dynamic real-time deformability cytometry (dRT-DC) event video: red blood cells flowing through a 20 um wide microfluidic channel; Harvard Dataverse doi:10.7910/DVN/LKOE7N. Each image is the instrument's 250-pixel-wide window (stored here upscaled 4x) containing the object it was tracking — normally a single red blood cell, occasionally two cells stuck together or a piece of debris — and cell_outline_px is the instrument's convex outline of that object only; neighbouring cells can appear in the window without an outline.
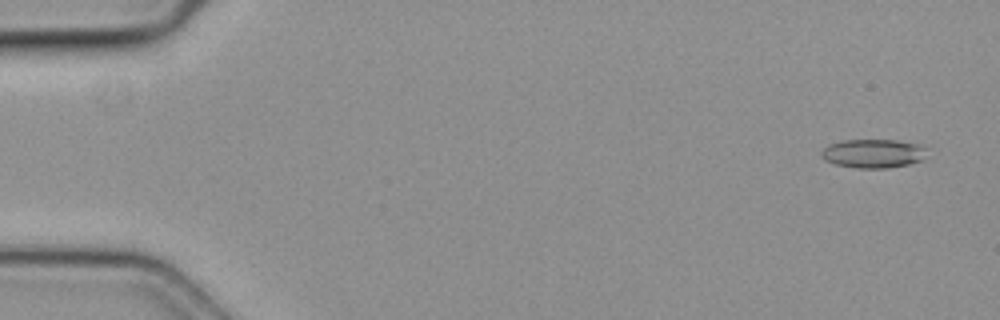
{"species": "common noctule bat (a hibernating species)", "species_latin": "Nyctalus noctula", "temperature_condition": "cold", "stored_images_in_passage": 56, "camera_frame_rate_fps": 3000, "um_per_image_px": 0.085, "animal": {"sex": "female", "body_mass_g": 19.3, "forearm_length_mm": 54.1}, "frame": {"image": 1, "passage_image": 3, "time_ms": 0.667, "image_size_px": [1000, 320], "cell_outline_px": [[924, 160], [908, 164], [888, 168], [856, 168], [836, 164], [824, 160], [820, 156], [820, 152], [828, 144], [844, 140], [896, 140], [916, 144], [924, 148]], "centroid_in_image_um": [74.17, 13.05], "position_along_channel_um": 10.8, "area_um2": 17.63}}
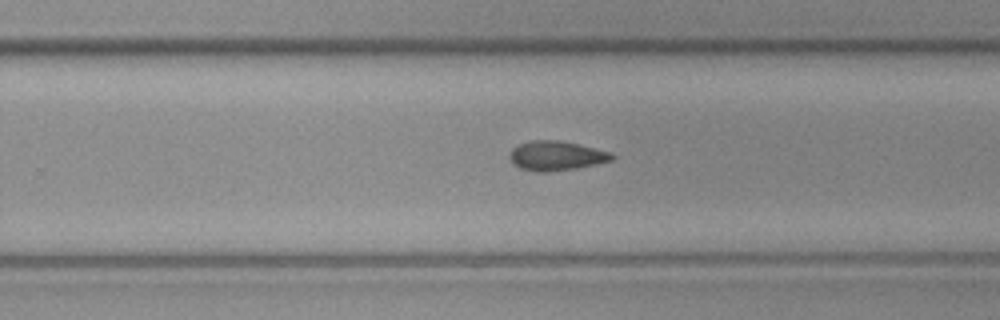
{"frame": {"image": 2, "passage_image": 36, "time_ms": 11.667, "image_size_px": [1000, 320], "cell_outline_px": [[616, 156], [612, 160], [576, 168], [548, 172], [536, 172], [520, 168], [512, 164], [508, 156], [508, 152], [512, 148], [520, 144], [532, 140], [556, 140], [576, 144], [612, 152]], "centroid_in_image_um": [47.23, 13.25], "position_along_channel_um": 282.6, "area_um2": 17.57}}
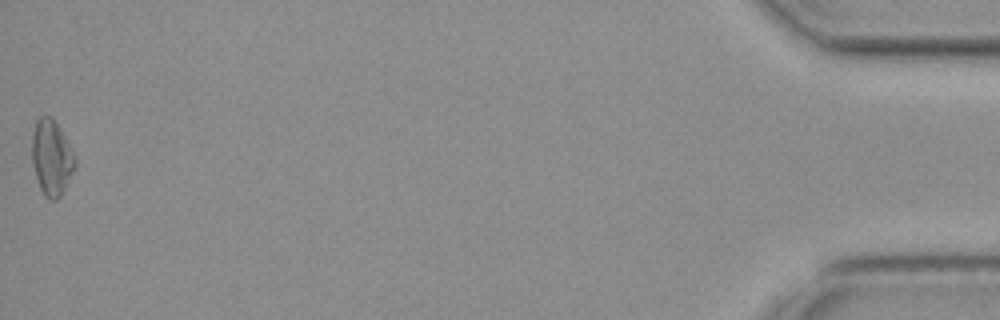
{"frame": {"image": 3, "passage_image": 56, "time_ms": 18.333, "image_size_px": [1000, 320], "cell_outline_px": [[76, 164], [60, 196], [56, 200], [52, 200], [44, 196], [40, 188], [36, 176], [32, 160], [32, 132], [36, 120], [40, 116], [52, 116], [64, 136], [76, 160]], "centroid_in_image_um": [4.35, 13.38], "position_along_channel_um": 430.8, "area_um2": 18.55}}